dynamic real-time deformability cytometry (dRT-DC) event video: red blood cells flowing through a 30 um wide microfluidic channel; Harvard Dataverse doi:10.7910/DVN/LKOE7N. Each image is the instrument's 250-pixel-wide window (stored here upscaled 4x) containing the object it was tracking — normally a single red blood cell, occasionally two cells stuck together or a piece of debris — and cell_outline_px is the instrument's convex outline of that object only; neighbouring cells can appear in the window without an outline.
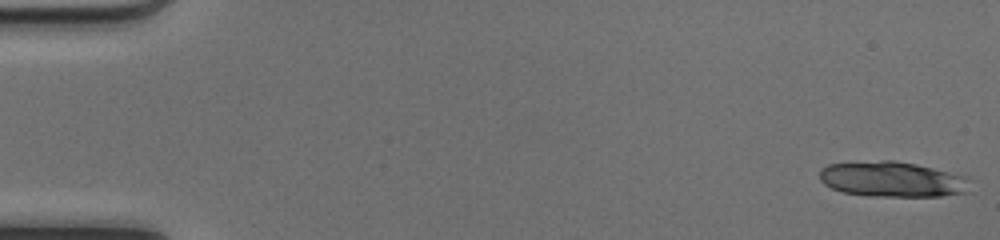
{"species": "common noctule bat (a hibernating species)", "species_latin": "Nyctalus noctula", "temperature_condition": "cold", "stored_images_in_passage": 50, "camera_frame_rate_fps": 3000, "um_per_image_px": 0.085, "animal": {"sex": "female", "body_mass_g": 17.0, "forearm_length_mm": 48.0}, "frame": {"image": 1, "passage_image": 1, "time_ms": 0.0, "image_size_px": [1000, 240], "cell_outline_px": [[968, 176], [964, 192], [940, 196], [868, 196], [844, 192], [832, 188], [824, 184], [820, 180], [820, 168], [828, 164], [880, 160], [896, 160], [916, 164]], "centroid_in_image_um": [75.77, 15.22], "position_along_channel_um": 9.2, "area_um2": 30.81}}
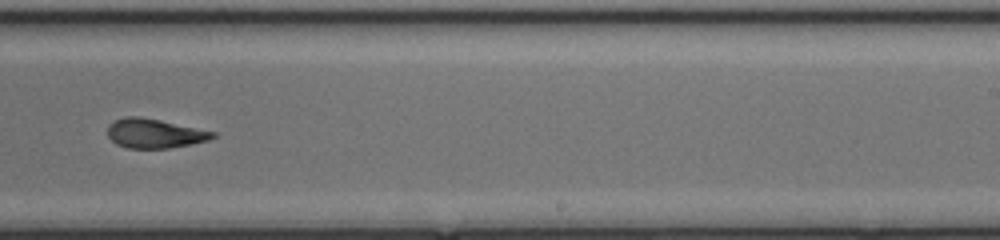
{"frame": {"image": 2, "passage_image": 32, "time_ms": 10.333, "image_size_px": [1000, 240], "cell_outline_px": [[216, 136], [208, 140], [192, 144], [168, 148], [128, 148], [116, 144], [108, 136], [108, 124], [116, 120], [128, 116], [140, 116], [160, 120], [216, 132]], "centroid_in_image_um": [13.13, 11.34], "position_along_channel_um": 275.9, "area_um2": 17.86}}
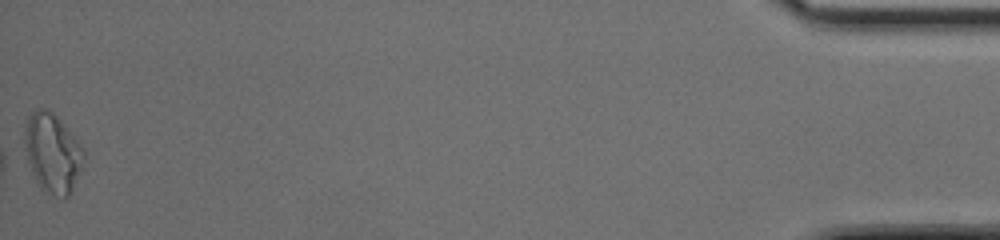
{"frame": {"image": 3, "passage_image": 50, "time_ms": 16.333, "image_size_px": [1000, 240], "cell_outline_px": [[84, 156], [80, 172], [68, 196], [64, 200], [40, 188], [32, 172], [28, 160], [24, 144], [24, 128], [28, 116], [36, 108], [44, 108], [52, 112], [56, 116], [84, 148]], "centroid_in_image_um": [4.45, 12.99], "position_along_channel_um": 430.8, "area_um2": 27.05}, "authors_computed_cell_mechanics": {"area_um2": 19.4497, "velocity_mm_per_s": 4.2026, "shape_relaxation_time_tau1_ms": 7.3287, "shape_relaxation_time_tau2_ms": 4.5721, "deformation_change_tau1": 0.2455, "deformation_change_tau2": 0.1468}}